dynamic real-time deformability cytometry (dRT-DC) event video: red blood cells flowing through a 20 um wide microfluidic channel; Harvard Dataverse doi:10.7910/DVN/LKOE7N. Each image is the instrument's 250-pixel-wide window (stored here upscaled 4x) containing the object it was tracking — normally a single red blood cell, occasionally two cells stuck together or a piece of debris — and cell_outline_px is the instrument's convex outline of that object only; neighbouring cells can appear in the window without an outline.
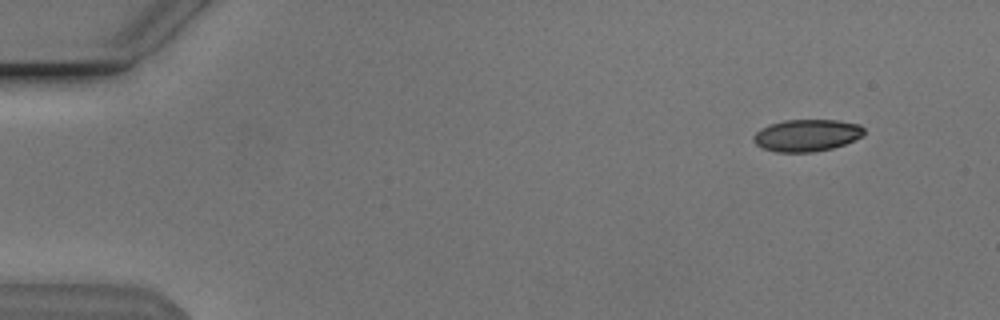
{"species": "Egyptian fruit bat (a non-hibernating species)", "species_latin": "Rousettus aegyptiacus", "temperature_condition": "cold", "stored_images_in_passage": 50, "camera_frame_rate_fps": 3000, "um_per_image_px": 0.085, "animal": {"sex": "male"}, "frame": {"image": 1, "passage_image": 1, "time_ms": 0.0, "image_size_px": [1000, 320], "cell_outline_px": [[864, 136], [844, 144], [832, 148], [812, 152], [776, 152], [760, 148], [752, 140], [752, 136], [760, 128], [784, 120], [836, 120], [860, 124], [864, 128]], "centroid_in_image_um": [68.56, 11.51], "position_along_channel_um": 16.4, "area_um2": 20.75}}
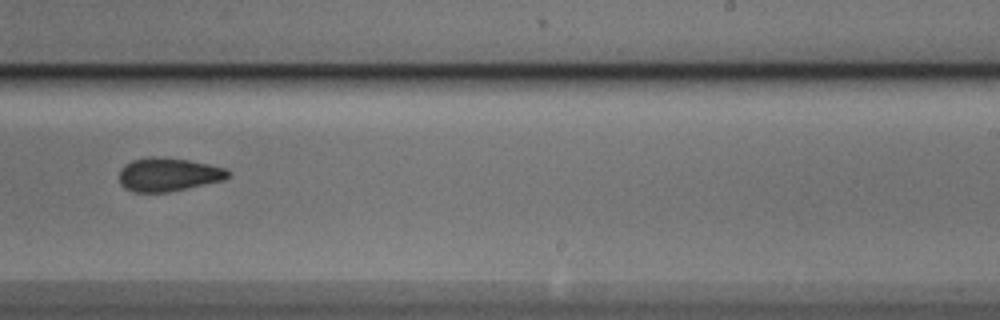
{"frame": {"image": 2, "passage_image": 30, "time_ms": 9.667, "image_size_px": [1000, 320], "cell_outline_px": [[228, 176], [224, 180], [168, 192], [132, 192], [124, 188], [120, 184], [120, 168], [124, 164], [132, 160], [188, 160], [208, 164], [224, 168], [228, 172]], "centroid_in_image_um": [14.28, 14.89], "position_along_channel_um": 274.7, "area_um2": 20.29}}
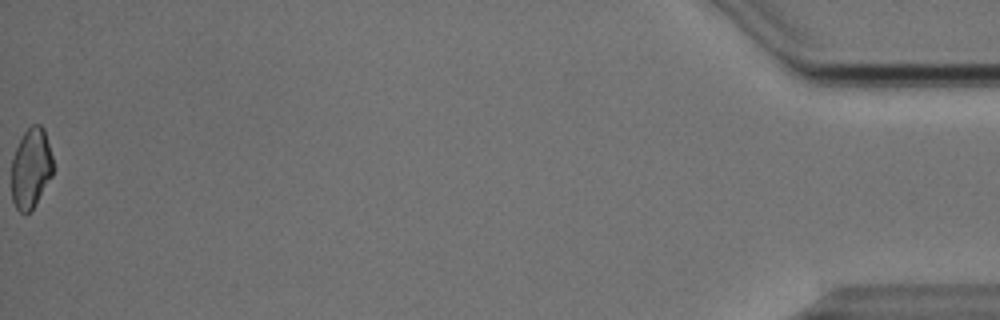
{"frame": {"image": 3, "passage_image": 50, "time_ms": 16.333, "image_size_px": [1000, 320], "cell_outline_px": [[52, 176], [36, 204], [28, 212], [20, 212], [16, 208], [12, 200], [12, 156], [24, 132], [32, 124], [40, 124], [44, 128], [52, 156]], "centroid_in_image_um": [2.63, 14.29], "position_along_channel_um": 432.6, "area_um2": 19.31}, "authors_computed_cell_mechanics": {"area_um2": 21.0681, "velocity_mm_per_s": 3.8558, "shape_relaxation_time_tau1_ms": 3.7228, "shape_relaxation_time_tau2_ms": 3.337, "deformation_change_tau1": 0.1005, "deformation_change_tau2": 0.0943}}